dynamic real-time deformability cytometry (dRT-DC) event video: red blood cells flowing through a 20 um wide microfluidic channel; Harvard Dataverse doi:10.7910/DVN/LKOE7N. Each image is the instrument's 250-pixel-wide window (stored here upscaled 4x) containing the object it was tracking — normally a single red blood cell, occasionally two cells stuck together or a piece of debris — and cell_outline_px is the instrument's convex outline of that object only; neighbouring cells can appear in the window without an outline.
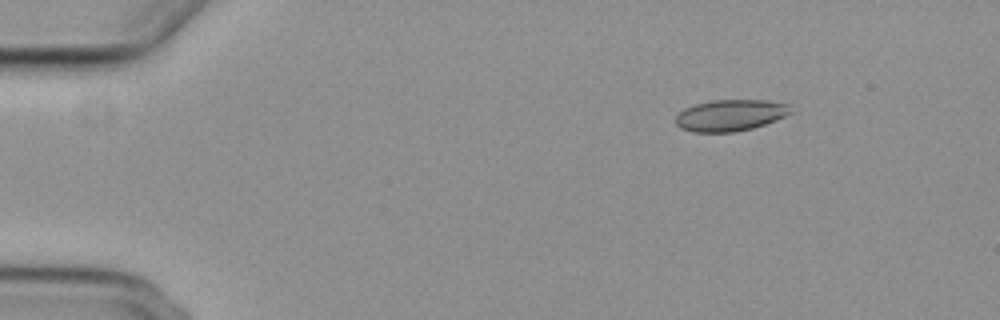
{"species": "common noctule bat (a hibernating species)", "species_latin": "Nyctalus noctula", "temperature_condition": "cold", "stored_images_in_passage": 3, "camera_frame_rate_fps": 3000, "um_per_image_px": 0.085, "animal": {"sex": "female", "body_mass_g": 29.2, "forearm_length_mm": 56.3}, "frame": {"image": 1, "passage_image": 2, "time_ms": 1.0, "image_size_px": [1000, 320], "cell_outline_px": [[792, 112], [776, 120], [752, 128], [736, 132], [692, 132], [680, 128], [676, 124], [676, 116], [684, 108], [696, 104], [712, 100], [768, 100], [788, 104]], "centroid_in_image_um": [62.06, 9.8], "position_along_channel_um": 22.9, "area_um2": 21.04}}